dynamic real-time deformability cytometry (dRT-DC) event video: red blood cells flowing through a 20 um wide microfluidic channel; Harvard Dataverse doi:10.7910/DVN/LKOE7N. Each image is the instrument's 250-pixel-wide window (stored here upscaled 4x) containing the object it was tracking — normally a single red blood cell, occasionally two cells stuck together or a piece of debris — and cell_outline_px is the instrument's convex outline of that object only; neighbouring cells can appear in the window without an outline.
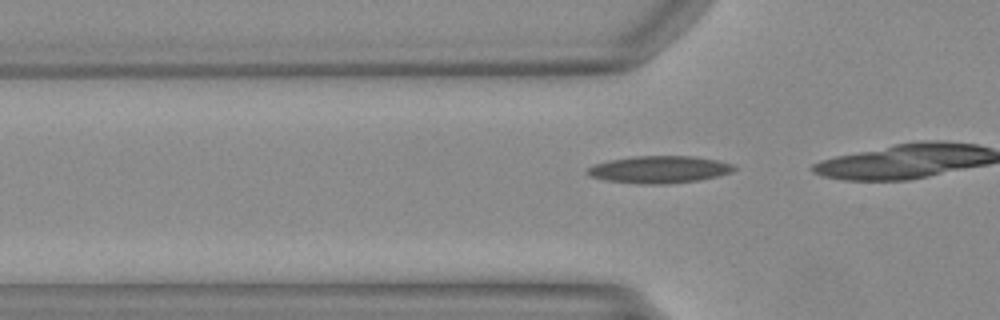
{"species": "Egyptian fruit bat (a non-hibernating species)", "species_latin": "Rousettus aegyptiacus", "temperature_condition": "warm", "stored_images_in_passage": 8, "camera_frame_rate_fps": 3000, "um_per_image_px": 0.085, "animal": {"sex": "female"}, "frame": {"image": 1, "passage_image": 5, "time_ms": 1.333, "image_size_px": [1000, 320], "cell_outline_px": [[736, 168], [732, 172], [700, 180], [668, 184], [636, 184], [604, 180], [588, 176], [584, 172], [588, 168], [596, 164], [608, 160], [632, 156], [692, 156], [716, 160], [732, 164]], "centroid_in_image_um": [55.98, 14.41], "position_along_channel_um": 69.8, "area_um2": 23.41}}